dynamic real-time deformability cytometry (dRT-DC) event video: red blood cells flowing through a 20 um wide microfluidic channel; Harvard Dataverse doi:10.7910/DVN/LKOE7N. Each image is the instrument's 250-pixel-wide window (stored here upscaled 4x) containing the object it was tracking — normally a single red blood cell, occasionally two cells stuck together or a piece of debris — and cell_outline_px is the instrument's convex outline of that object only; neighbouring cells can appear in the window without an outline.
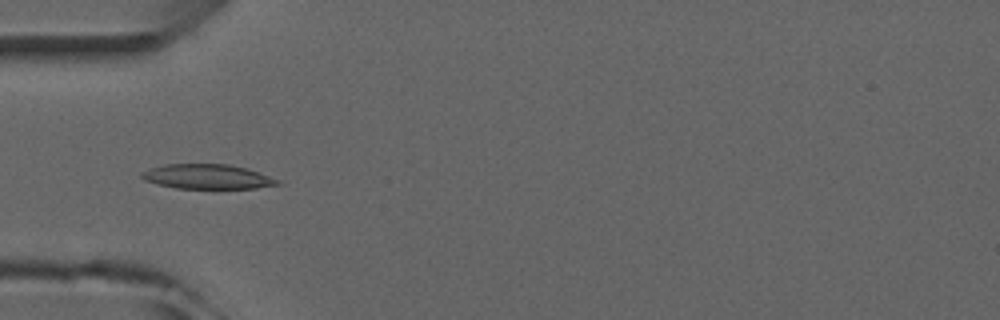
{"species": "common noctule bat (a hibernating species)", "species_latin": "Nyctalus noctula", "temperature_condition": "room temperature", "stored_images_in_passage": 4, "camera_frame_rate_fps": 3000, "um_per_image_px": 0.085, "animal": {"sex": "male", "forearm_length_mm": 52.5}, "frame": {"image": 1, "passage_image": 4, "time_ms": 4.333, "image_size_px": [1000, 320], "cell_outline_px": [[284, 184], [256, 188], [176, 188], [156, 184], [144, 180], [140, 176], [140, 172], [148, 168], [164, 164], [228, 164], [244, 168], [280, 180]], "centroid_in_image_um": [17.57, 15.01], "position_along_channel_um": 67.4, "area_um2": 19.54}}